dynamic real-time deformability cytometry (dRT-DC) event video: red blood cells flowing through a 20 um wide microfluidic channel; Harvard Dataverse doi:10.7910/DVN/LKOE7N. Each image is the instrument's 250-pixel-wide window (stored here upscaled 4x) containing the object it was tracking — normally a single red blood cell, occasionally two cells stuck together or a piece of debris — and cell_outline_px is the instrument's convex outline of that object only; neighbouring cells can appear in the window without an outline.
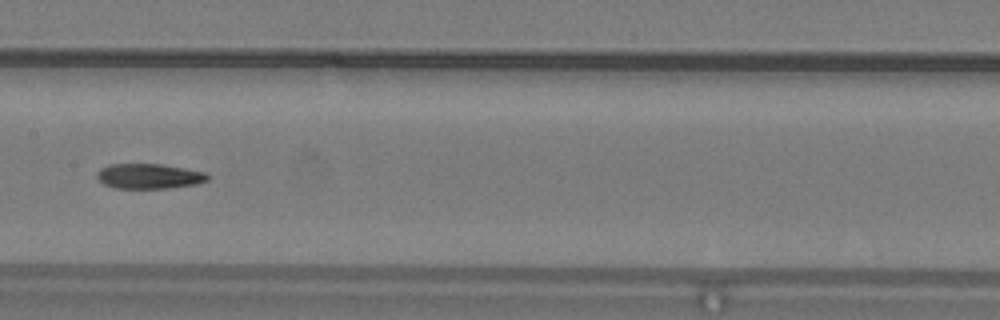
{"species": "common noctule bat (a hibernating species)", "species_latin": "Nyctalus noctula", "temperature_condition": "warm", "stored_images_in_passage": 36, "camera_frame_rate_fps": 3000, "um_per_image_px": 0.085, "animal": {"sex": "male", "body_mass_g": 19.2, "forearm_length_mm": 51.8}, "frame": {"image": 1, "passage_image": 11, "time_ms": 3.333, "image_size_px": [1000, 320], "cell_outline_px": [[208, 180], [196, 184], [168, 188], [112, 188], [104, 184], [96, 176], [96, 172], [100, 168], [108, 164], [160, 164], [184, 168], [204, 172], [208, 176]], "centroid_in_image_um": [12.62, 14.97], "position_along_channel_um": 194.8, "area_um2": 16.13}}
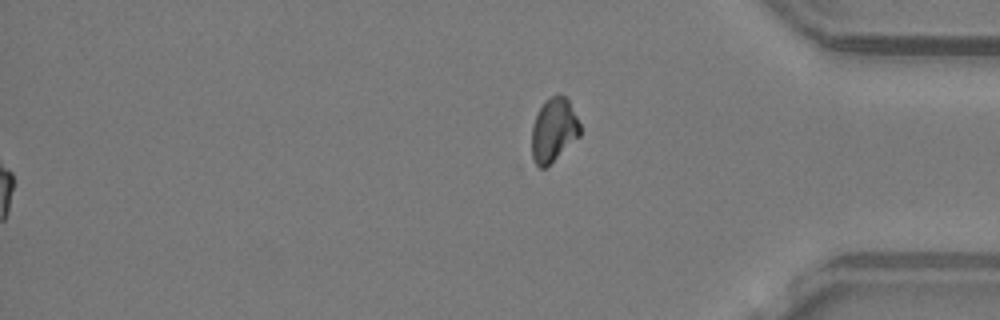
{"frame": {"image": 2, "passage_image": 36, "time_ms": 11.667, "image_size_px": [1000, 320], "cell_outline_px": [[580, 136], [544, 168], [540, 168], [536, 164], [532, 156], [532, 124], [540, 108], [556, 92], [560, 92], [568, 100], [580, 124]], "centroid_in_image_um": [47.06, 11.03], "position_along_channel_um": 388.1, "area_um2": 17.63}, "authors_computed_cell_mechanics": {"area_um2": 16.6175, "velocity_mm_per_s": 4.2071, "shape_relaxation_time_tau1_ms": null, "shape_relaxation_time_tau2_ms": 9.6846, "deformation_change_tau1": null, "deformation_change_tau2": 0.1942}}